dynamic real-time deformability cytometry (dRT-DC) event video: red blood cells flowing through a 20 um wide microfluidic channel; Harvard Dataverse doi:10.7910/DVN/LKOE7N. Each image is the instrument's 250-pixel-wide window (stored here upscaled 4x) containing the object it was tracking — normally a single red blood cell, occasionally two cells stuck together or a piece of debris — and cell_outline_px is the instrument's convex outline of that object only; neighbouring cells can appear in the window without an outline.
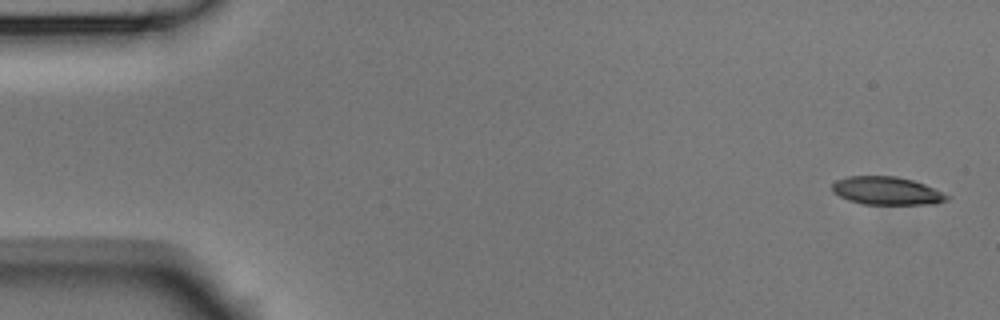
{"species": "Egyptian fruit bat (a non-hibernating species)", "species_latin": "Rousettus aegyptiacus", "temperature_condition": "room temperature", "stored_images_in_passage": 5, "camera_frame_rate_fps": 3000, "um_per_image_px": 0.085, "animal": {"sex": "male"}, "frame": {"image": 1, "passage_image": 1, "time_ms": 0.0, "image_size_px": [1000, 320], "cell_outline_px": [[952, 196], [948, 200], [936, 204], [864, 204], [848, 200], [832, 192], [832, 184], [836, 180], [848, 176], [896, 176], [912, 180], [924, 184]], "centroid_in_image_um": [75.39, 16.22], "position_along_channel_um": 9.6, "area_um2": 18.84}}
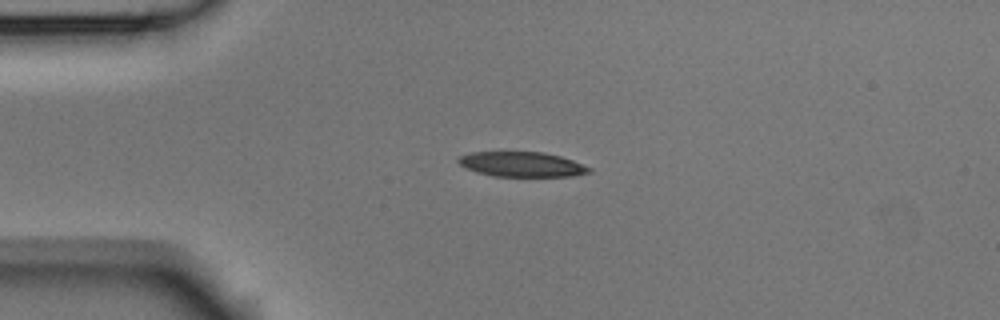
{"frame": {"image": 2, "passage_image": 4, "time_ms": 1.0, "image_size_px": [1000, 320], "cell_outline_px": [[592, 172], [572, 176], [492, 176], [476, 172], [460, 164], [456, 160], [460, 156], [472, 152], [540, 152], [560, 156], [572, 160], [592, 168]], "centroid_in_image_um": [44.36, 13.97], "position_along_channel_um": 40.6, "area_um2": 18.84}}